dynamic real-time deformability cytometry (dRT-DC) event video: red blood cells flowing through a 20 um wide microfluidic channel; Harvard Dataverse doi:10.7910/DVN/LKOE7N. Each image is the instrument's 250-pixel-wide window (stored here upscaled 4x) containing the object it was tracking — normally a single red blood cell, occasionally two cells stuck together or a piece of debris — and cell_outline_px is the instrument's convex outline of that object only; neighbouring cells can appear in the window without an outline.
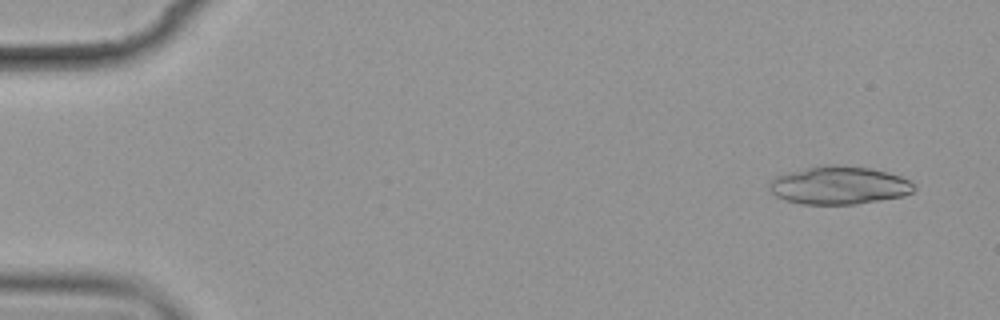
{"species": "common noctule bat (a hibernating species)", "species_latin": "Nyctalus noctula", "temperature_condition": "cold", "stored_images_in_passage": 5, "camera_frame_rate_fps": 3000, "um_per_image_px": 0.085, "animal": {"sex": "female", "body_mass_g": 19.9}, "frame": {"image": 1, "passage_image": 1, "time_ms": 0.0, "image_size_px": [1000, 320], "cell_outline_px": [[916, 188], [912, 192], [904, 196], [856, 204], [800, 204], [784, 200], [776, 196], [768, 188], [768, 180], [776, 176], [788, 172], [824, 164], [832, 164], [868, 168], [888, 172], [900, 176], [908, 180]], "centroid_in_image_um": [71.27, 15.75], "position_along_channel_um": 13.7, "area_um2": 32.19}}
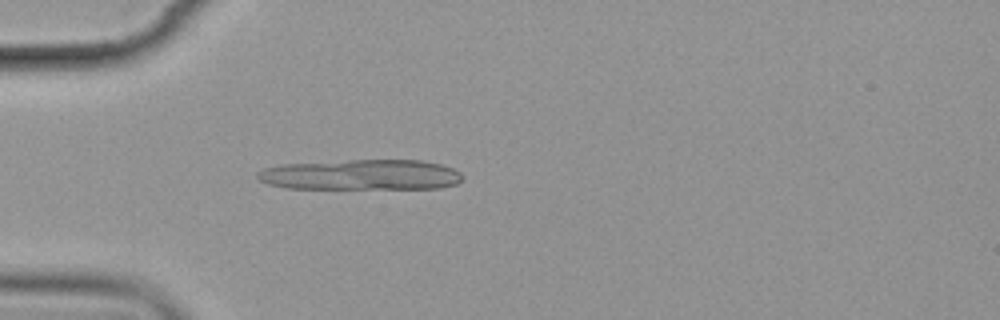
{"frame": {"image": 2, "passage_image": 4, "time_ms": 4.333, "image_size_px": [1000, 320], "cell_outline_px": [[464, 180], [456, 184], [440, 188], [288, 188], [268, 184], [260, 180], [256, 176], [256, 172], [264, 168], [280, 164], [348, 160], [424, 160], [440, 164], [452, 168], [460, 172], [464, 176]], "centroid_in_image_um": [30.71, 14.85], "position_along_channel_um": 54.3, "area_um2": 36.59}}